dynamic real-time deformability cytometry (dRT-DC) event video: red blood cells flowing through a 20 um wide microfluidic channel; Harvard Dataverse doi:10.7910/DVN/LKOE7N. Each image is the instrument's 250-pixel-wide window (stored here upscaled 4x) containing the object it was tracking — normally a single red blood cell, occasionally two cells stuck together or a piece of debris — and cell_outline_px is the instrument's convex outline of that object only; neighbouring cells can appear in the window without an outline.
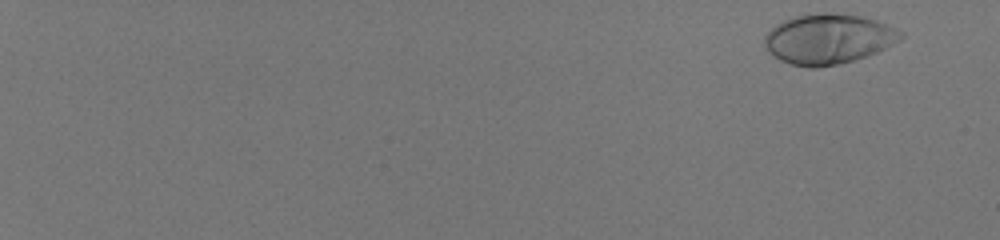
{"species": "human", "species_latin": "Homo sapiens", "temperature_condition": "room temperature", "stored_images_in_passage": 56, "camera_frame_rate_fps": 3000, "um_per_image_px": 0.085, "donor": {"sex": "male"}, "frame": {"image": 1, "passage_image": 2, "time_ms": 0.333, "image_size_px": [1000, 240], "cell_outline_px": [[904, 36], [900, 40], [868, 56], [840, 64], [816, 68], [808, 68], [792, 64], [780, 60], [768, 52], [764, 48], [764, 36], [776, 24], [792, 16], [824, 12], [828, 12], [860, 16], [876, 20], [896, 28], [904, 32]], "centroid_in_image_um": [70.4, 3.31], "position_along_channel_um": 14.6, "area_um2": 40.0}}
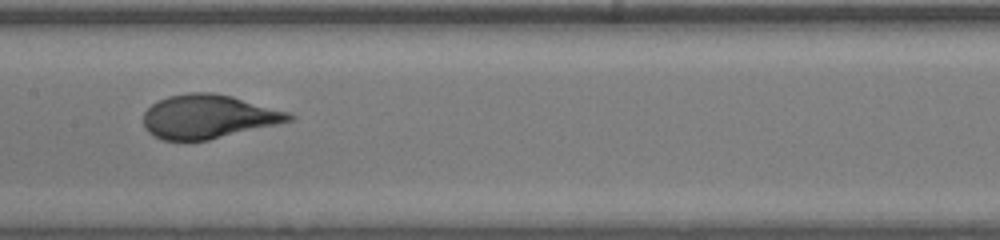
{"frame": {"image": 2, "passage_image": 34, "time_ms": 11.0, "image_size_px": [1000, 240], "cell_outline_px": [[296, 120], [208, 140], [164, 140], [148, 132], [144, 128], [144, 112], [152, 104], [168, 96], [188, 92], [212, 92], [232, 96], [288, 112], [296, 116]], "centroid_in_image_um": [17.72, 9.91], "position_along_channel_um": 189.7, "area_um2": 37.05}}
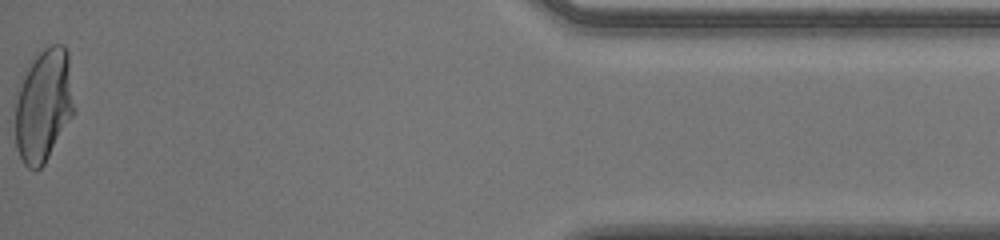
{"frame": {"image": 3, "passage_image": 56, "time_ms": 18.333, "image_size_px": [1000, 240], "cell_outline_px": [[76, 112], [44, 164], [36, 172], [28, 168], [24, 164], [16, 148], [16, 100], [24, 68], [44, 48], [52, 44], [64, 44], [68, 52], [76, 108]], "centroid_in_image_um": [3.74, 8.94], "position_along_channel_um": 431.5, "area_um2": 39.54}, "authors_computed_cell_mechanics": {"area_um2": 37.4255, "velocity_mm_per_s": 4.05, "shape_relaxation_time_tau1_ms": 3.3447, "shape_relaxation_time_tau2_ms": null, "deformation_change_tau1": 0.2195, "deformation_change_tau2": null}}